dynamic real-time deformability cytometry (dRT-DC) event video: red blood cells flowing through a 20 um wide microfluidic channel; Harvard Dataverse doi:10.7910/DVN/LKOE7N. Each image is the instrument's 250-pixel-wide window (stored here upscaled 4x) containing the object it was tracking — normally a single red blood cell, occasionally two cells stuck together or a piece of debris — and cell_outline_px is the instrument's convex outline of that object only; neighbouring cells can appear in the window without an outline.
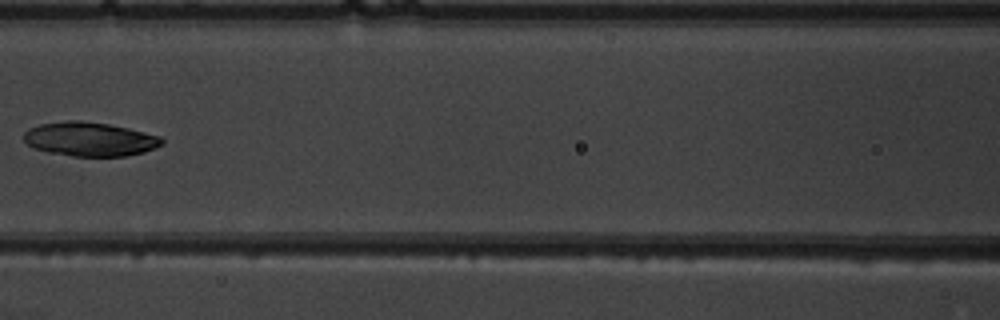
{"species": "common noctule bat (a hibernating species)", "species_latin": "Nyctalus noctula", "temperature_condition": "warm", "stored_images_in_passage": 7, "camera_frame_rate_fps": 3000, "um_per_image_px": 0.085, "animal": {"sex": "male", "body_mass_g": 19.5, "forearm_length_mm": 54.6}, "frame": {"image": 1, "passage_image": 6, "time_ms": 6.0, "image_size_px": [1000, 320], "cell_outline_px": [[164, 144], [144, 152], [128, 156], [72, 156], [48, 152], [32, 148], [24, 140], [24, 132], [28, 128], [40, 124], [68, 120], [80, 120], [108, 124], [128, 128], [160, 136], [164, 140]], "centroid_in_image_um": [7.63, 11.83], "position_along_channel_um": 159.0, "area_um2": 27.51}}
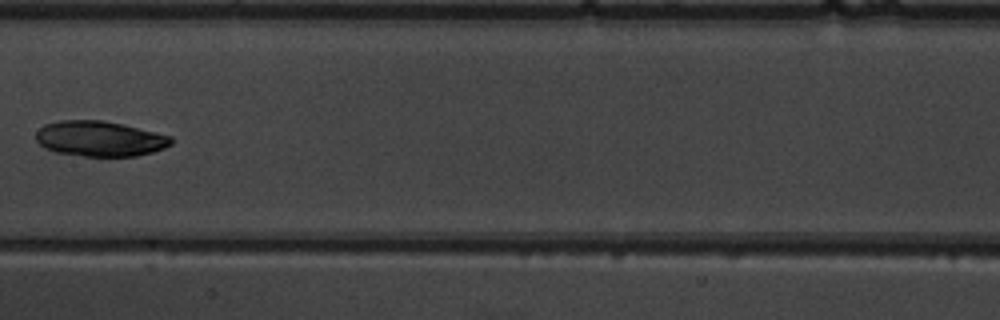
{"frame": {"image": 2, "passage_image": 7, "time_ms": 7.0, "image_size_px": [1000, 320], "cell_outline_px": [[172, 144], [164, 148], [152, 152], [136, 156], [84, 156], [56, 152], [44, 148], [36, 140], [36, 132], [44, 124], [60, 120], [100, 120], [120, 124], [172, 136]], "centroid_in_image_um": [8.46, 11.79], "position_along_channel_um": 198.9, "area_um2": 27.69}}